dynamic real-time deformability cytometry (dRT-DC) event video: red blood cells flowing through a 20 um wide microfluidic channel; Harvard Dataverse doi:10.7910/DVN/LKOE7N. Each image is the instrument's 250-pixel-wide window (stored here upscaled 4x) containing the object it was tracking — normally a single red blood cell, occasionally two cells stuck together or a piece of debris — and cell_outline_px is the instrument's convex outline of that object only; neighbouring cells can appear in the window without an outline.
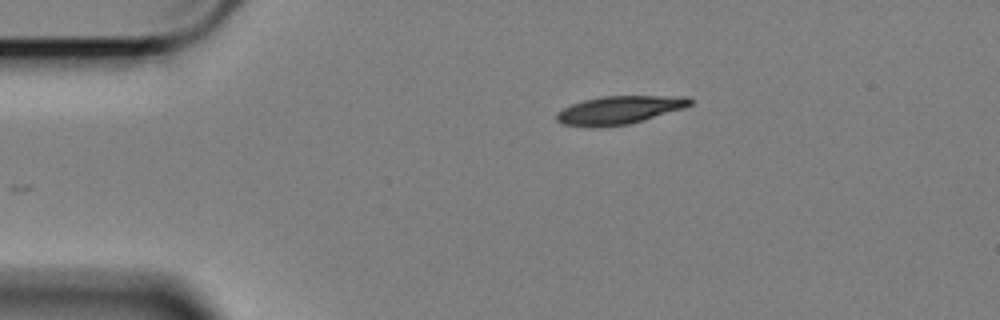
{"species": "Egyptian fruit bat (a non-hibernating species)", "species_latin": "Rousettus aegyptiacus", "temperature_condition": "cold", "stored_images_in_passage": 7, "camera_frame_rate_fps": 3000, "um_per_image_px": 0.085, "animal": {"sex": "female"}, "frame": {"image": 1, "passage_image": 1, "time_ms": 0.0, "image_size_px": [1000, 320], "cell_outline_px": [[692, 104], [684, 108], [644, 120], [628, 124], [600, 128], [592, 128], [564, 124], [556, 120], [556, 112], [572, 104], [584, 100], [604, 96], [688, 96], [692, 100]], "centroid_in_image_um": [52.64, 9.36], "position_along_channel_um": 32.4, "area_um2": 22.02}}